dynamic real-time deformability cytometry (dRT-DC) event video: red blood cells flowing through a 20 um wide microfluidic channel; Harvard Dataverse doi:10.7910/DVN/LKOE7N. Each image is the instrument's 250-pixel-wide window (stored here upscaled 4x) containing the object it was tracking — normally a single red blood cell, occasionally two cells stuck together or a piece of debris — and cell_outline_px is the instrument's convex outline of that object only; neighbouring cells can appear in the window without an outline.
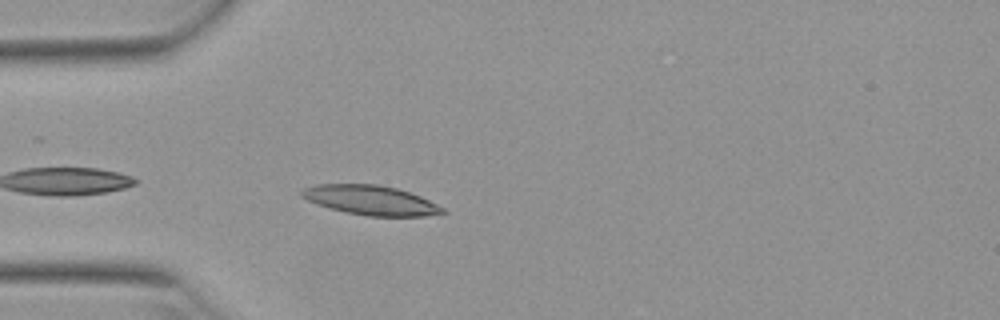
{"species": "Egyptian fruit bat (a non-hibernating species)", "species_latin": "Rousettus aegyptiacus", "temperature_condition": "warm", "stored_images_in_passage": 7, "camera_frame_rate_fps": 3000, "um_per_image_px": 0.085, "animal": {"sex": "female"}, "frame": {"image": 1, "passage_image": 2, "time_ms": 0.333, "image_size_px": [1000, 320], "cell_outline_px": [[444, 212], [424, 216], [368, 216], [344, 212], [328, 208], [316, 204], [300, 196], [300, 192], [304, 188], [316, 184], [376, 184], [396, 188], [420, 196], [444, 208]], "centroid_in_image_um": [31.45, 17.01], "position_along_channel_um": 53.6, "area_um2": 24.1}}